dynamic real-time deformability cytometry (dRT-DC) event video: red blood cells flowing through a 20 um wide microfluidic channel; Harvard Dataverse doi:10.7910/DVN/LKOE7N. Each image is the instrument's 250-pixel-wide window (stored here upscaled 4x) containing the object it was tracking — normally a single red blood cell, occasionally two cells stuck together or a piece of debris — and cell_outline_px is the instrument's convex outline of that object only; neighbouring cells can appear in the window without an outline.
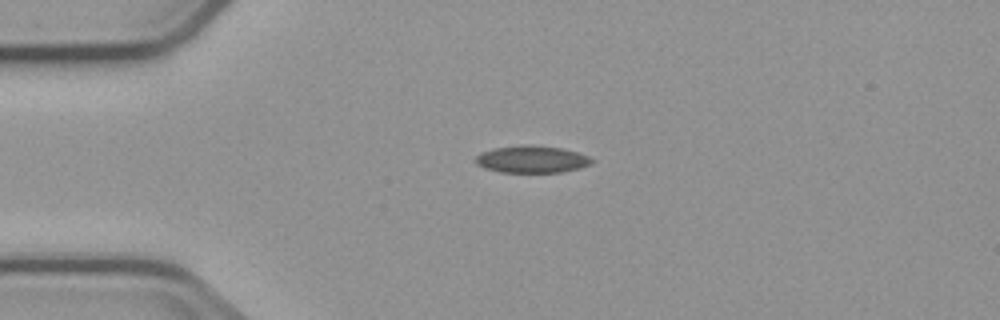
{"species": "common noctule bat (a hibernating species)", "species_latin": "Nyctalus noctula", "temperature_condition": "cold", "stored_images_in_passage": 2, "camera_frame_rate_fps": 3000, "um_per_image_px": 0.085, "animal": {"sex": "male", "body_mass_g": 23.1, "forearm_length_mm": 52.7}, "frame": {"image": 1, "passage_image": 1, "time_ms": 0.0, "image_size_px": [1000, 320], "cell_outline_px": [[596, 160], [592, 164], [580, 168], [560, 172], [500, 172], [484, 168], [476, 164], [476, 156], [480, 152], [492, 148], [520, 144], [532, 144], [560, 148], [576, 152], [588, 156]], "centroid_in_image_um": [45.19, 13.53], "position_along_channel_um": 39.8, "area_um2": 18.61}}